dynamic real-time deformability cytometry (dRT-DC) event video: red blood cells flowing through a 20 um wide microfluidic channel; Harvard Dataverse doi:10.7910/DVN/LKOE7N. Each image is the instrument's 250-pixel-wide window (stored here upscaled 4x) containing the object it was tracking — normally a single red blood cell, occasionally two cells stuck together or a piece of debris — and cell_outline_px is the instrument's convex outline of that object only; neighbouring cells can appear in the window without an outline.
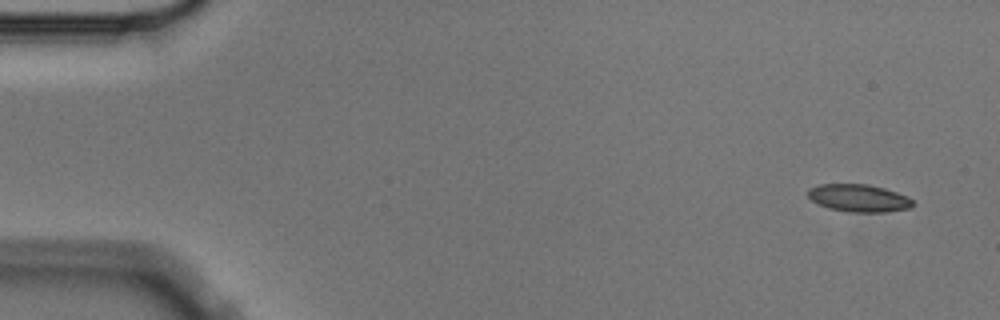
{"species": "Egyptian fruit bat (a non-hibernating species)", "species_latin": "Rousettus aegyptiacus", "temperature_condition": "cold", "stored_images_in_passage": 4, "camera_frame_rate_fps": 3000, "um_per_image_px": 0.085, "animal": {"sex": "male"}, "frame": {"image": 1, "passage_image": 1, "time_ms": 0.0, "image_size_px": [1000, 320], "cell_outline_px": [[912, 208], [884, 212], [848, 212], [828, 208], [812, 200], [808, 196], [808, 188], [820, 184], [868, 184], [884, 188], [908, 196], [912, 200]], "centroid_in_image_um": [73.0, 16.83], "position_along_channel_um": 12.0, "area_um2": 16.82}}